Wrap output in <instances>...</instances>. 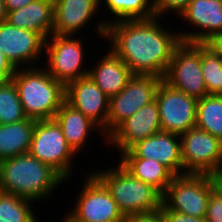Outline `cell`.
<instances>
[{"label": "cell", "mask_w": 222, "mask_h": 222, "mask_svg": "<svg viewBox=\"0 0 222 222\" xmlns=\"http://www.w3.org/2000/svg\"><path fill=\"white\" fill-rule=\"evenodd\" d=\"M159 19L123 20L107 25L105 39L113 46L110 50L133 75L163 78L175 48L182 42L179 33L164 29Z\"/></svg>", "instance_id": "6da1fadb"}, {"label": "cell", "mask_w": 222, "mask_h": 222, "mask_svg": "<svg viewBox=\"0 0 222 222\" xmlns=\"http://www.w3.org/2000/svg\"><path fill=\"white\" fill-rule=\"evenodd\" d=\"M64 182L66 180L56 170L30 153L0 160L2 192L38 202L49 198Z\"/></svg>", "instance_id": "7a4b0ae2"}, {"label": "cell", "mask_w": 222, "mask_h": 222, "mask_svg": "<svg viewBox=\"0 0 222 222\" xmlns=\"http://www.w3.org/2000/svg\"><path fill=\"white\" fill-rule=\"evenodd\" d=\"M27 118L54 119L65 101V86L42 67L16 69L11 77Z\"/></svg>", "instance_id": "3957f363"}, {"label": "cell", "mask_w": 222, "mask_h": 222, "mask_svg": "<svg viewBox=\"0 0 222 222\" xmlns=\"http://www.w3.org/2000/svg\"><path fill=\"white\" fill-rule=\"evenodd\" d=\"M92 171L105 185L123 216L131 217L160 211L163 194L155 187L135 178L124 166Z\"/></svg>", "instance_id": "277c9868"}, {"label": "cell", "mask_w": 222, "mask_h": 222, "mask_svg": "<svg viewBox=\"0 0 222 222\" xmlns=\"http://www.w3.org/2000/svg\"><path fill=\"white\" fill-rule=\"evenodd\" d=\"M29 153L50 165L66 181L72 176V159L76 153L68 145L55 119L39 120L34 124Z\"/></svg>", "instance_id": "5b68a950"}, {"label": "cell", "mask_w": 222, "mask_h": 222, "mask_svg": "<svg viewBox=\"0 0 222 222\" xmlns=\"http://www.w3.org/2000/svg\"><path fill=\"white\" fill-rule=\"evenodd\" d=\"M88 175L74 209L64 215L63 222H124L125 217L105 185L93 173Z\"/></svg>", "instance_id": "8992f818"}, {"label": "cell", "mask_w": 222, "mask_h": 222, "mask_svg": "<svg viewBox=\"0 0 222 222\" xmlns=\"http://www.w3.org/2000/svg\"><path fill=\"white\" fill-rule=\"evenodd\" d=\"M212 191L209 174L175 175L163 193L162 203L171 210L190 216L205 217Z\"/></svg>", "instance_id": "52a82bcc"}, {"label": "cell", "mask_w": 222, "mask_h": 222, "mask_svg": "<svg viewBox=\"0 0 222 222\" xmlns=\"http://www.w3.org/2000/svg\"><path fill=\"white\" fill-rule=\"evenodd\" d=\"M163 80L197 100L207 95L201 70V43L182 41L175 48Z\"/></svg>", "instance_id": "ba28073f"}, {"label": "cell", "mask_w": 222, "mask_h": 222, "mask_svg": "<svg viewBox=\"0 0 222 222\" xmlns=\"http://www.w3.org/2000/svg\"><path fill=\"white\" fill-rule=\"evenodd\" d=\"M71 35L51 34L45 41V53L49 74L64 86L69 82L88 76L84 69V47L78 38ZM50 38V39H49ZM49 42V43H48Z\"/></svg>", "instance_id": "9c48e42d"}, {"label": "cell", "mask_w": 222, "mask_h": 222, "mask_svg": "<svg viewBox=\"0 0 222 222\" xmlns=\"http://www.w3.org/2000/svg\"><path fill=\"white\" fill-rule=\"evenodd\" d=\"M183 174H210L222 169V142L193 127L180 136Z\"/></svg>", "instance_id": "30bf717a"}, {"label": "cell", "mask_w": 222, "mask_h": 222, "mask_svg": "<svg viewBox=\"0 0 222 222\" xmlns=\"http://www.w3.org/2000/svg\"><path fill=\"white\" fill-rule=\"evenodd\" d=\"M162 79L153 75H133L125 88L110 98L106 137L142 106L155 99Z\"/></svg>", "instance_id": "8fae6325"}, {"label": "cell", "mask_w": 222, "mask_h": 222, "mask_svg": "<svg viewBox=\"0 0 222 222\" xmlns=\"http://www.w3.org/2000/svg\"><path fill=\"white\" fill-rule=\"evenodd\" d=\"M155 99L159 108L162 132L182 135L196 127L197 99L171 87L163 79Z\"/></svg>", "instance_id": "7c38bea8"}, {"label": "cell", "mask_w": 222, "mask_h": 222, "mask_svg": "<svg viewBox=\"0 0 222 222\" xmlns=\"http://www.w3.org/2000/svg\"><path fill=\"white\" fill-rule=\"evenodd\" d=\"M45 41L40 33L17 28L7 21L0 23V51L15 69L33 67V64L36 67L45 51Z\"/></svg>", "instance_id": "4fadbf2b"}, {"label": "cell", "mask_w": 222, "mask_h": 222, "mask_svg": "<svg viewBox=\"0 0 222 222\" xmlns=\"http://www.w3.org/2000/svg\"><path fill=\"white\" fill-rule=\"evenodd\" d=\"M65 102L82 112L103 131L105 140L106 123L109 114L110 98L102 92L89 77L79 78L65 85Z\"/></svg>", "instance_id": "5bb4252c"}, {"label": "cell", "mask_w": 222, "mask_h": 222, "mask_svg": "<svg viewBox=\"0 0 222 222\" xmlns=\"http://www.w3.org/2000/svg\"><path fill=\"white\" fill-rule=\"evenodd\" d=\"M179 17L194 26L193 32H178L183 42L211 43L222 35V0H191Z\"/></svg>", "instance_id": "9a60e30c"}, {"label": "cell", "mask_w": 222, "mask_h": 222, "mask_svg": "<svg viewBox=\"0 0 222 222\" xmlns=\"http://www.w3.org/2000/svg\"><path fill=\"white\" fill-rule=\"evenodd\" d=\"M161 132L159 108L156 99L142 106L124 120L108 137L107 144L117 147L119 154L128 151L137 142Z\"/></svg>", "instance_id": "2e32d148"}, {"label": "cell", "mask_w": 222, "mask_h": 222, "mask_svg": "<svg viewBox=\"0 0 222 222\" xmlns=\"http://www.w3.org/2000/svg\"><path fill=\"white\" fill-rule=\"evenodd\" d=\"M121 158L153 159L167 167L174 175H183L180 135L158 132L137 142Z\"/></svg>", "instance_id": "e0dca14e"}, {"label": "cell", "mask_w": 222, "mask_h": 222, "mask_svg": "<svg viewBox=\"0 0 222 222\" xmlns=\"http://www.w3.org/2000/svg\"><path fill=\"white\" fill-rule=\"evenodd\" d=\"M101 0H54V23L52 34L74 36L102 5ZM94 15V16H93Z\"/></svg>", "instance_id": "ac0fdd59"}, {"label": "cell", "mask_w": 222, "mask_h": 222, "mask_svg": "<svg viewBox=\"0 0 222 222\" xmlns=\"http://www.w3.org/2000/svg\"><path fill=\"white\" fill-rule=\"evenodd\" d=\"M6 21L17 28L40 33L47 39L53 29L54 0H34L25 7L8 11Z\"/></svg>", "instance_id": "d6986e66"}, {"label": "cell", "mask_w": 222, "mask_h": 222, "mask_svg": "<svg viewBox=\"0 0 222 222\" xmlns=\"http://www.w3.org/2000/svg\"><path fill=\"white\" fill-rule=\"evenodd\" d=\"M98 60L93 68L90 67L88 76L109 98L123 90L133 76L129 67L111 50Z\"/></svg>", "instance_id": "ffe728a7"}, {"label": "cell", "mask_w": 222, "mask_h": 222, "mask_svg": "<svg viewBox=\"0 0 222 222\" xmlns=\"http://www.w3.org/2000/svg\"><path fill=\"white\" fill-rule=\"evenodd\" d=\"M54 119L60 125L68 145L76 154L83 149V146L85 147L92 130L94 132L96 128V131L101 133L100 135H104L96 123L65 101L61 104Z\"/></svg>", "instance_id": "44dd1931"}, {"label": "cell", "mask_w": 222, "mask_h": 222, "mask_svg": "<svg viewBox=\"0 0 222 222\" xmlns=\"http://www.w3.org/2000/svg\"><path fill=\"white\" fill-rule=\"evenodd\" d=\"M35 122L27 118L0 124V160L29 153Z\"/></svg>", "instance_id": "7402d4cb"}, {"label": "cell", "mask_w": 222, "mask_h": 222, "mask_svg": "<svg viewBox=\"0 0 222 222\" xmlns=\"http://www.w3.org/2000/svg\"><path fill=\"white\" fill-rule=\"evenodd\" d=\"M120 163L135 178L152 185L162 194L175 176L167 167L153 159L120 158Z\"/></svg>", "instance_id": "603a6c76"}, {"label": "cell", "mask_w": 222, "mask_h": 222, "mask_svg": "<svg viewBox=\"0 0 222 222\" xmlns=\"http://www.w3.org/2000/svg\"><path fill=\"white\" fill-rule=\"evenodd\" d=\"M107 6L109 12L114 15L111 21L103 19L97 24V33L103 39L106 35L107 25L123 20H145L155 17L152 1L150 0H101Z\"/></svg>", "instance_id": "cb8c5ba5"}, {"label": "cell", "mask_w": 222, "mask_h": 222, "mask_svg": "<svg viewBox=\"0 0 222 222\" xmlns=\"http://www.w3.org/2000/svg\"><path fill=\"white\" fill-rule=\"evenodd\" d=\"M196 127L222 142V95L207 94L197 100Z\"/></svg>", "instance_id": "d4e9b609"}, {"label": "cell", "mask_w": 222, "mask_h": 222, "mask_svg": "<svg viewBox=\"0 0 222 222\" xmlns=\"http://www.w3.org/2000/svg\"><path fill=\"white\" fill-rule=\"evenodd\" d=\"M201 70L207 94L222 95V56L211 43H201Z\"/></svg>", "instance_id": "484cf974"}, {"label": "cell", "mask_w": 222, "mask_h": 222, "mask_svg": "<svg viewBox=\"0 0 222 222\" xmlns=\"http://www.w3.org/2000/svg\"><path fill=\"white\" fill-rule=\"evenodd\" d=\"M34 201L0 191V222H38Z\"/></svg>", "instance_id": "4316f807"}, {"label": "cell", "mask_w": 222, "mask_h": 222, "mask_svg": "<svg viewBox=\"0 0 222 222\" xmlns=\"http://www.w3.org/2000/svg\"><path fill=\"white\" fill-rule=\"evenodd\" d=\"M27 119L14 82L0 83V124H9Z\"/></svg>", "instance_id": "83f0119b"}, {"label": "cell", "mask_w": 222, "mask_h": 222, "mask_svg": "<svg viewBox=\"0 0 222 222\" xmlns=\"http://www.w3.org/2000/svg\"><path fill=\"white\" fill-rule=\"evenodd\" d=\"M155 17L161 18L172 11L180 16L187 8L191 0H151ZM164 13V14H163Z\"/></svg>", "instance_id": "f1b7e54d"}, {"label": "cell", "mask_w": 222, "mask_h": 222, "mask_svg": "<svg viewBox=\"0 0 222 222\" xmlns=\"http://www.w3.org/2000/svg\"><path fill=\"white\" fill-rule=\"evenodd\" d=\"M205 219L207 222H222V199L214 191L210 194Z\"/></svg>", "instance_id": "f546056e"}, {"label": "cell", "mask_w": 222, "mask_h": 222, "mask_svg": "<svg viewBox=\"0 0 222 222\" xmlns=\"http://www.w3.org/2000/svg\"><path fill=\"white\" fill-rule=\"evenodd\" d=\"M165 222H207L205 217L190 216L175 210L168 209L163 203L160 209Z\"/></svg>", "instance_id": "4dcf8cb0"}, {"label": "cell", "mask_w": 222, "mask_h": 222, "mask_svg": "<svg viewBox=\"0 0 222 222\" xmlns=\"http://www.w3.org/2000/svg\"><path fill=\"white\" fill-rule=\"evenodd\" d=\"M15 71L16 69L0 51V83L9 81L11 77L15 74Z\"/></svg>", "instance_id": "1f68e13d"}, {"label": "cell", "mask_w": 222, "mask_h": 222, "mask_svg": "<svg viewBox=\"0 0 222 222\" xmlns=\"http://www.w3.org/2000/svg\"><path fill=\"white\" fill-rule=\"evenodd\" d=\"M124 222H165L161 211L126 217Z\"/></svg>", "instance_id": "d6a6232c"}, {"label": "cell", "mask_w": 222, "mask_h": 222, "mask_svg": "<svg viewBox=\"0 0 222 222\" xmlns=\"http://www.w3.org/2000/svg\"><path fill=\"white\" fill-rule=\"evenodd\" d=\"M213 191L222 199V169L209 174Z\"/></svg>", "instance_id": "836d02e7"}, {"label": "cell", "mask_w": 222, "mask_h": 222, "mask_svg": "<svg viewBox=\"0 0 222 222\" xmlns=\"http://www.w3.org/2000/svg\"><path fill=\"white\" fill-rule=\"evenodd\" d=\"M34 0H4L6 11H14L21 7H25Z\"/></svg>", "instance_id": "e575fe53"}, {"label": "cell", "mask_w": 222, "mask_h": 222, "mask_svg": "<svg viewBox=\"0 0 222 222\" xmlns=\"http://www.w3.org/2000/svg\"><path fill=\"white\" fill-rule=\"evenodd\" d=\"M211 44L214 46V48L221 54L222 56V35L217 36Z\"/></svg>", "instance_id": "d590c367"}, {"label": "cell", "mask_w": 222, "mask_h": 222, "mask_svg": "<svg viewBox=\"0 0 222 222\" xmlns=\"http://www.w3.org/2000/svg\"><path fill=\"white\" fill-rule=\"evenodd\" d=\"M7 11L5 8L4 0H0V23L6 21Z\"/></svg>", "instance_id": "8d00e7d4"}]
</instances>
